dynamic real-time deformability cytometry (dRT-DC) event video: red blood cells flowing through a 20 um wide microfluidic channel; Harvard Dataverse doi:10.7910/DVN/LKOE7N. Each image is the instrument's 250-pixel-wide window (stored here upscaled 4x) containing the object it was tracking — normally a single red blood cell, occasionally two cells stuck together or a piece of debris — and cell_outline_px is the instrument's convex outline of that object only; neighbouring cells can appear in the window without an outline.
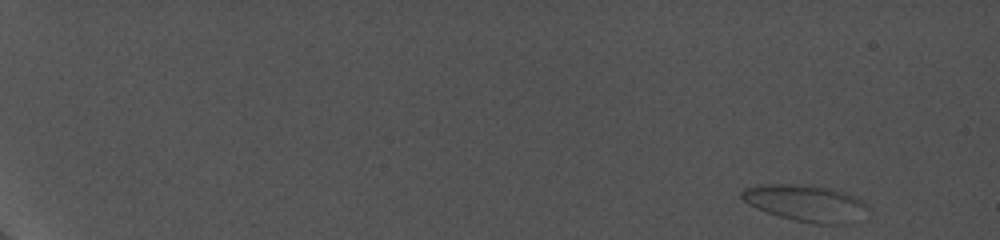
{"species": "common noctule bat (a hibernating species)", "species_latin": "Nyctalus noctula", "temperature_condition": "cold", "stored_images_in_passage": 9, "camera_frame_rate_fps": 5000, "um_per_image_px": 0.085, "animal": {"sex": "female", "body_mass_g": 19.0, "forearm_length_mm": 56.7}, "frame": {"image": 1, "passage_image": 1, "time_ms": 0.0, "image_size_px": [1000, 240], "cell_outline_px": [[868, 208], [864, 220], [848, 224], [812, 224], [780, 216], [756, 208], [748, 204], [740, 196], [740, 192], [744, 188], [756, 184], [820, 184], [848, 192], [856, 196], [868, 204]], "centroid_in_image_um": [68.59, 17.25], "position_along_channel_um": 16.4, "area_um2": 27.92}}
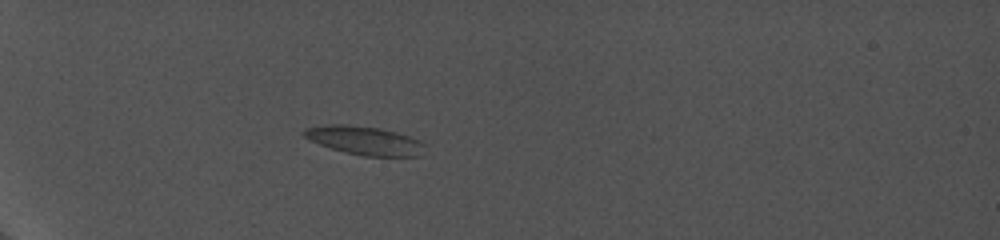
{"frame": {"image": 2, "passage_image": 7, "time_ms": 6.0, "image_size_px": [1000, 240], "cell_outline_px": [[428, 144], [420, 156], [364, 156], [344, 152], [308, 140], [304, 136], [304, 128], [324, 124], [344, 124], [380, 128], [396, 132], [420, 140]], "centroid_in_image_um": [31.01, 11.94], "position_along_channel_um": 54.0, "area_um2": 20.29}}